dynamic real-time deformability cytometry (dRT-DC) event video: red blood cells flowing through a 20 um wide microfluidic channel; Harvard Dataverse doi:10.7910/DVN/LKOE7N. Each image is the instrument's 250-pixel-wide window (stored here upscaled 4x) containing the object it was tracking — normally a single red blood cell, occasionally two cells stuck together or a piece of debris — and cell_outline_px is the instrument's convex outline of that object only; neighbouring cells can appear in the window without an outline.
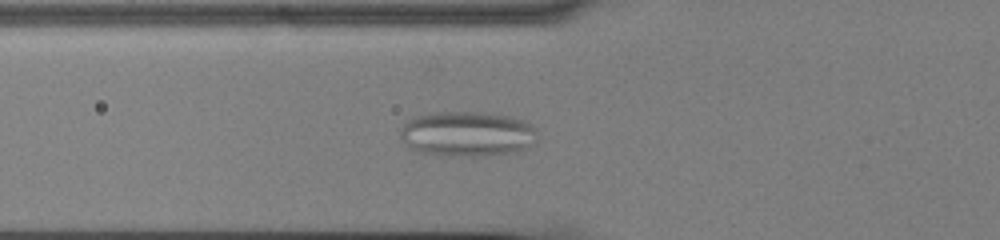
{"species": "common noctule bat (a hibernating species)", "species_latin": "Nyctalus noctula", "temperature_condition": "cold", "stored_images_in_passage": 56, "camera_frame_rate_fps": 3000, "um_per_image_px": 0.085, "animal": {"sex": "male", "body_mass_g": 13.0, "forearm_length_mm": 53.1}, "frame": {"image": 1, "passage_image": 21, "time_ms": 6.667, "image_size_px": [1000, 240], "cell_outline_px": [[536, 144], [528, 148], [516, 152], [484, 156], [440, 156], [420, 152], [412, 148], [400, 136], [400, 132], [404, 124], [412, 116], [436, 112], [484, 112], [508, 116], [524, 120], [532, 124], [536, 128]], "centroid_in_image_um": [39.76, 11.39], "position_along_channel_um": 86.0, "area_um2": 36.53}}
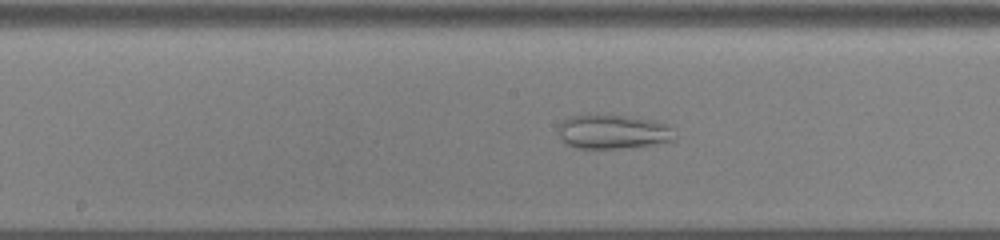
{"frame": {"image": 2, "passage_image": 30, "time_ms": 9.667, "image_size_px": [1000, 240], "cell_outline_px": [[676, 140], [652, 144], [620, 148], [576, 148], [568, 144], [560, 136], [556, 128], [564, 120], [572, 116], [624, 116], [656, 120], [672, 128], [676, 136]], "centroid_in_image_um": [52.13, 11.21], "position_along_channel_um": 196.1, "area_um2": 22.77}}
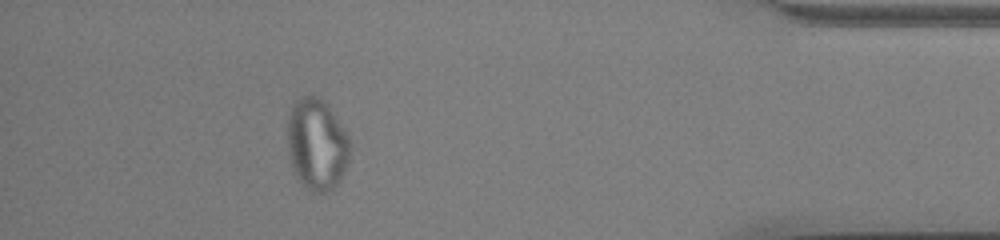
{"frame": {"image": 3, "passage_image": 51, "time_ms": 16.667, "image_size_px": [1000, 240], "cell_outline_px": [[352, 144], [348, 160], [344, 172], [340, 180], [328, 192], [312, 192], [304, 188], [296, 180], [288, 152], [288, 116], [292, 104], [300, 96], [316, 96], [328, 108], [348, 132]], "centroid_in_image_um": [26.93, 12.31], "position_along_channel_um": 408.3, "area_um2": 33.58}}